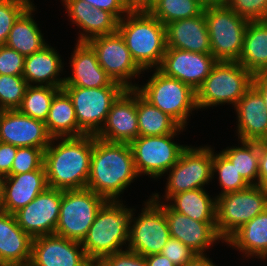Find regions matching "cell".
<instances>
[{"instance_id": "1", "label": "cell", "mask_w": 267, "mask_h": 266, "mask_svg": "<svg viewBox=\"0 0 267 266\" xmlns=\"http://www.w3.org/2000/svg\"><path fill=\"white\" fill-rule=\"evenodd\" d=\"M137 177L133 153L128 143L106 142L93 135V152L86 188L106 200L117 201Z\"/></svg>"}, {"instance_id": "2", "label": "cell", "mask_w": 267, "mask_h": 266, "mask_svg": "<svg viewBox=\"0 0 267 266\" xmlns=\"http://www.w3.org/2000/svg\"><path fill=\"white\" fill-rule=\"evenodd\" d=\"M92 152L93 135L52 138L44 150L48 187L60 190L86 188Z\"/></svg>"}, {"instance_id": "3", "label": "cell", "mask_w": 267, "mask_h": 266, "mask_svg": "<svg viewBox=\"0 0 267 266\" xmlns=\"http://www.w3.org/2000/svg\"><path fill=\"white\" fill-rule=\"evenodd\" d=\"M136 64L143 70L161 65L166 52V29L148 10H130L118 23Z\"/></svg>"}, {"instance_id": "4", "label": "cell", "mask_w": 267, "mask_h": 266, "mask_svg": "<svg viewBox=\"0 0 267 266\" xmlns=\"http://www.w3.org/2000/svg\"><path fill=\"white\" fill-rule=\"evenodd\" d=\"M131 210L121 200H107L99 209L82 241L85 254L94 265L107 255L124 251L121 247H127Z\"/></svg>"}, {"instance_id": "5", "label": "cell", "mask_w": 267, "mask_h": 266, "mask_svg": "<svg viewBox=\"0 0 267 266\" xmlns=\"http://www.w3.org/2000/svg\"><path fill=\"white\" fill-rule=\"evenodd\" d=\"M253 76L239 62L217 61L196 90L197 110L226 103L235 106L252 87Z\"/></svg>"}, {"instance_id": "6", "label": "cell", "mask_w": 267, "mask_h": 266, "mask_svg": "<svg viewBox=\"0 0 267 266\" xmlns=\"http://www.w3.org/2000/svg\"><path fill=\"white\" fill-rule=\"evenodd\" d=\"M211 54L217 61L238 62L249 21L238 16L225 3L204 7Z\"/></svg>"}, {"instance_id": "7", "label": "cell", "mask_w": 267, "mask_h": 266, "mask_svg": "<svg viewBox=\"0 0 267 266\" xmlns=\"http://www.w3.org/2000/svg\"><path fill=\"white\" fill-rule=\"evenodd\" d=\"M147 81L135 90L150 104L185 127L190 113L197 110L196 91L178 79L165 76L158 69Z\"/></svg>"}, {"instance_id": "8", "label": "cell", "mask_w": 267, "mask_h": 266, "mask_svg": "<svg viewBox=\"0 0 267 266\" xmlns=\"http://www.w3.org/2000/svg\"><path fill=\"white\" fill-rule=\"evenodd\" d=\"M159 196L153 193L150 199L146 200L145 208L143 207L138 217H133L135 216L133 211L136 209L131 210L129 241L126 249L144 257L161 253L170 238L163 202Z\"/></svg>"}, {"instance_id": "9", "label": "cell", "mask_w": 267, "mask_h": 266, "mask_svg": "<svg viewBox=\"0 0 267 266\" xmlns=\"http://www.w3.org/2000/svg\"><path fill=\"white\" fill-rule=\"evenodd\" d=\"M267 209V188H248L216 197V230L225 242L234 232Z\"/></svg>"}, {"instance_id": "10", "label": "cell", "mask_w": 267, "mask_h": 266, "mask_svg": "<svg viewBox=\"0 0 267 266\" xmlns=\"http://www.w3.org/2000/svg\"><path fill=\"white\" fill-rule=\"evenodd\" d=\"M106 201L88 188L62 190L55 234L82 243L99 209Z\"/></svg>"}, {"instance_id": "11", "label": "cell", "mask_w": 267, "mask_h": 266, "mask_svg": "<svg viewBox=\"0 0 267 266\" xmlns=\"http://www.w3.org/2000/svg\"><path fill=\"white\" fill-rule=\"evenodd\" d=\"M184 128L181 126L175 133L162 136H138L129 144L138 176L146 174L155 179L168 173L187 147L173 141Z\"/></svg>"}, {"instance_id": "12", "label": "cell", "mask_w": 267, "mask_h": 266, "mask_svg": "<svg viewBox=\"0 0 267 266\" xmlns=\"http://www.w3.org/2000/svg\"><path fill=\"white\" fill-rule=\"evenodd\" d=\"M73 102L79 128L86 135H96L116 99L126 90L124 86L83 88L63 86Z\"/></svg>"}, {"instance_id": "13", "label": "cell", "mask_w": 267, "mask_h": 266, "mask_svg": "<svg viewBox=\"0 0 267 266\" xmlns=\"http://www.w3.org/2000/svg\"><path fill=\"white\" fill-rule=\"evenodd\" d=\"M213 149L208 146H187L178 162L168 171L166 194L168 201L173 195L194 189H204L213 179Z\"/></svg>"}, {"instance_id": "14", "label": "cell", "mask_w": 267, "mask_h": 266, "mask_svg": "<svg viewBox=\"0 0 267 266\" xmlns=\"http://www.w3.org/2000/svg\"><path fill=\"white\" fill-rule=\"evenodd\" d=\"M86 43L94 50L100 66L113 81L120 83L126 89H135L138 86L130 80L144 71L134 61L118 31L94 37Z\"/></svg>"}, {"instance_id": "15", "label": "cell", "mask_w": 267, "mask_h": 266, "mask_svg": "<svg viewBox=\"0 0 267 266\" xmlns=\"http://www.w3.org/2000/svg\"><path fill=\"white\" fill-rule=\"evenodd\" d=\"M62 190L47 188L14 213L19 227L32 239L55 234L60 215Z\"/></svg>"}, {"instance_id": "16", "label": "cell", "mask_w": 267, "mask_h": 266, "mask_svg": "<svg viewBox=\"0 0 267 266\" xmlns=\"http://www.w3.org/2000/svg\"><path fill=\"white\" fill-rule=\"evenodd\" d=\"M29 266H95L81 242L56 234L33 238Z\"/></svg>"}, {"instance_id": "17", "label": "cell", "mask_w": 267, "mask_h": 266, "mask_svg": "<svg viewBox=\"0 0 267 266\" xmlns=\"http://www.w3.org/2000/svg\"><path fill=\"white\" fill-rule=\"evenodd\" d=\"M217 60L211 53L167 48L158 70L196 91L210 74Z\"/></svg>"}, {"instance_id": "18", "label": "cell", "mask_w": 267, "mask_h": 266, "mask_svg": "<svg viewBox=\"0 0 267 266\" xmlns=\"http://www.w3.org/2000/svg\"><path fill=\"white\" fill-rule=\"evenodd\" d=\"M138 136L137 91L126 89L113 103L95 137L106 142L130 144Z\"/></svg>"}, {"instance_id": "19", "label": "cell", "mask_w": 267, "mask_h": 266, "mask_svg": "<svg viewBox=\"0 0 267 266\" xmlns=\"http://www.w3.org/2000/svg\"><path fill=\"white\" fill-rule=\"evenodd\" d=\"M52 137L45 122L16 110H3L0 115V142L17 147L46 149Z\"/></svg>"}, {"instance_id": "20", "label": "cell", "mask_w": 267, "mask_h": 266, "mask_svg": "<svg viewBox=\"0 0 267 266\" xmlns=\"http://www.w3.org/2000/svg\"><path fill=\"white\" fill-rule=\"evenodd\" d=\"M170 237H173L197 254H205L206 249L216 241H222L216 230V222H202L174 211L166 202L163 204Z\"/></svg>"}, {"instance_id": "21", "label": "cell", "mask_w": 267, "mask_h": 266, "mask_svg": "<svg viewBox=\"0 0 267 266\" xmlns=\"http://www.w3.org/2000/svg\"><path fill=\"white\" fill-rule=\"evenodd\" d=\"M48 188L44 165L31 172L4 178L0 210L14 214Z\"/></svg>"}, {"instance_id": "22", "label": "cell", "mask_w": 267, "mask_h": 266, "mask_svg": "<svg viewBox=\"0 0 267 266\" xmlns=\"http://www.w3.org/2000/svg\"><path fill=\"white\" fill-rule=\"evenodd\" d=\"M73 24L83 30L77 42L117 32L119 20L110 12L92 7L83 0H62Z\"/></svg>"}, {"instance_id": "23", "label": "cell", "mask_w": 267, "mask_h": 266, "mask_svg": "<svg viewBox=\"0 0 267 266\" xmlns=\"http://www.w3.org/2000/svg\"><path fill=\"white\" fill-rule=\"evenodd\" d=\"M72 75L65 77L63 86L99 88L122 86L115 82L100 66L96 53L86 42H77L71 56Z\"/></svg>"}, {"instance_id": "24", "label": "cell", "mask_w": 267, "mask_h": 266, "mask_svg": "<svg viewBox=\"0 0 267 266\" xmlns=\"http://www.w3.org/2000/svg\"><path fill=\"white\" fill-rule=\"evenodd\" d=\"M239 141L267 140V110L261 94L252 86L234 106Z\"/></svg>"}, {"instance_id": "25", "label": "cell", "mask_w": 267, "mask_h": 266, "mask_svg": "<svg viewBox=\"0 0 267 266\" xmlns=\"http://www.w3.org/2000/svg\"><path fill=\"white\" fill-rule=\"evenodd\" d=\"M32 240L14 214L0 210V266H29Z\"/></svg>"}, {"instance_id": "26", "label": "cell", "mask_w": 267, "mask_h": 266, "mask_svg": "<svg viewBox=\"0 0 267 266\" xmlns=\"http://www.w3.org/2000/svg\"><path fill=\"white\" fill-rule=\"evenodd\" d=\"M167 48L196 53H211L209 33L203 12L165 25Z\"/></svg>"}, {"instance_id": "27", "label": "cell", "mask_w": 267, "mask_h": 266, "mask_svg": "<svg viewBox=\"0 0 267 266\" xmlns=\"http://www.w3.org/2000/svg\"><path fill=\"white\" fill-rule=\"evenodd\" d=\"M63 67L57 50L47 44L36 53L25 57L22 76L28 85L62 88L65 78H60L59 73L64 70Z\"/></svg>"}, {"instance_id": "28", "label": "cell", "mask_w": 267, "mask_h": 266, "mask_svg": "<svg viewBox=\"0 0 267 266\" xmlns=\"http://www.w3.org/2000/svg\"><path fill=\"white\" fill-rule=\"evenodd\" d=\"M247 258H267V209L234 232L226 241Z\"/></svg>"}, {"instance_id": "29", "label": "cell", "mask_w": 267, "mask_h": 266, "mask_svg": "<svg viewBox=\"0 0 267 266\" xmlns=\"http://www.w3.org/2000/svg\"><path fill=\"white\" fill-rule=\"evenodd\" d=\"M45 125L52 138L86 135L79 128L73 102L63 89L54 96Z\"/></svg>"}, {"instance_id": "30", "label": "cell", "mask_w": 267, "mask_h": 266, "mask_svg": "<svg viewBox=\"0 0 267 266\" xmlns=\"http://www.w3.org/2000/svg\"><path fill=\"white\" fill-rule=\"evenodd\" d=\"M238 62L253 75L267 73V24L249 21Z\"/></svg>"}, {"instance_id": "31", "label": "cell", "mask_w": 267, "mask_h": 266, "mask_svg": "<svg viewBox=\"0 0 267 266\" xmlns=\"http://www.w3.org/2000/svg\"><path fill=\"white\" fill-rule=\"evenodd\" d=\"M34 10L33 4L18 18L5 43L7 47L16 50L24 57L36 53L48 44L32 17Z\"/></svg>"}, {"instance_id": "32", "label": "cell", "mask_w": 267, "mask_h": 266, "mask_svg": "<svg viewBox=\"0 0 267 266\" xmlns=\"http://www.w3.org/2000/svg\"><path fill=\"white\" fill-rule=\"evenodd\" d=\"M168 205L178 213L195 221L216 222V196L212 198L205 189H194L173 195ZM172 202V203H171Z\"/></svg>"}, {"instance_id": "33", "label": "cell", "mask_w": 267, "mask_h": 266, "mask_svg": "<svg viewBox=\"0 0 267 266\" xmlns=\"http://www.w3.org/2000/svg\"><path fill=\"white\" fill-rule=\"evenodd\" d=\"M139 136H162L175 133L181 125L167 113L150 104L137 92Z\"/></svg>"}, {"instance_id": "34", "label": "cell", "mask_w": 267, "mask_h": 266, "mask_svg": "<svg viewBox=\"0 0 267 266\" xmlns=\"http://www.w3.org/2000/svg\"><path fill=\"white\" fill-rule=\"evenodd\" d=\"M240 143L241 147H227L221 152L234 164L249 185H258L259 142L240 140Z\"/></svg>"}, {"instance_id": "35", "label": "cell", "mask_w": 267, "mask_h": 266, "mask_svg": "<svg viewBox=\"0 0 267 266\" xmlns=\"http://www.w3.org/2000/svg\"><path fill=\"white\" fill-rule=\"evenodd\" d=\"M62 88L28 85L18 110L31 118L45 122L54 96Z\"/></svg>"}, {"instance_id": "36", "label": "cell", "mask_w": 267, "mask_h": 266, "mask_svg": "<svg viewBox=\"0 0 267 266\" xmlns=\"http://www.w3.org/2000/svg\"><path fill=\"white\" fill-rule=\"evenodd\" d=\"M204 10L197 0H155L148 11L162 24L172 21L196 17Z\"/></svg>"}, {"instance_id": "37", "label": "cell", "mask_w": 267, "mask_h": 266, "mask_svg": "<svg viewBox=\"0 0 267 266\" xmlns=\"http://www.w3.org/2000/svg\"><path fill=\"white\" fill-rule=\"evenodd\" d=\"M212 172L213 178L216 172L219 175V185L223 189L219 195L241 191L250 186L237 171L234 164L221 151L218 154H214L213 150Z\"/></svg>"}, {"instance_id": "38", "label": "cell", "mask_w": 267, "mask_h": 266, "mask_svg": "<svg viewBox=\"0 0 267 266\" xmlns=\"http://www.w3.org/2000/svg\"><path fill=\"white\" fill-rule=\"evenodd\" d=\"M27 86L22 75H0V107L3 110L18 109Z\"/></svg>"}, {"instance_id": "39", "label": "cell", "mask_w": 267, "mask_h": 266, "mask_svg": "<svg viewBox=\"0 0 267 266\" xmlns=\"http://www.w3.org/2000/svg\"><path fill=\"white\" fill-rule=\"evenodd\" d=\"M31 5L30 0H0V46L5 45L14 23Z\"/></svg>"}, {"instance_id": "40", "label": "cell", "mask_w": 267, "mask_h": 266, "mask_svg": "<svg viewBox=\"0 0 267 266\" xmlns=\"http://www.w3.org/2000/svg\"><path fill=\"white\" fill-rule=\"evenodd\" d=\"M44 163V149L35 147H18L10 175L38 170Z\"/></svg>"}, {"instance_id": "41", "label": "cell", "mask_w": 267, "mask_h": 266, "mask_svg": "<svg viewBox=\"0 0 267 266\" xmlns=\"http://www.w3.org/2000/svg\"><path fill=\"white\" fill-rule=\"evenodd\" d=\"M224 3L247 21H262L267 11V0H225Z\"/></svg>"}, {"instance_id": "42", "label": "cell", "mask_w": 267, "mask_h": 266, "mask_svg": "<svg viewBox=\"0 0 267 266\" xmlns=\"http://www.w3.org/2000/svg\"><path fill=\"white\" fill-rule=\"evenodd\" d=\"M161 254L169 261L173 262L175 266H183L198 255L190 247L173 237L169 238L167 244L161 251Z\"/></svg>"}, {"instance_id": "43", "label": "cell", "mask_w": 267, "mask_h": 266, "mask_svg": "<svg viewBox=\"0 0 267 266\" xmlns=\"http://www.w3.org/2000/svg\"><path fill=\"white\" fill-rule=\"evenodd\" d=\"M25 57L6 45L0 46V75H22Z\"/></svg>"}, {"instance_id": "44", "label": "cell", "mask_w": 267, "mask_h": 266, "mask_svg": "<svg viewBox=\"0 0 267 266\" xmlns=\"http://www.w3.org/2000/svg\"><path fill=\"white\" fill-rule=\"evenodd\" d=\"M95 266H147L145 257L125 249L103 257Z\"/></svg>"}, {"instance_id": "45", "label": "cell", "mask_w": 267, "mask_h": 266, "mask_svg": "<svg viewBox=\"0 0 267 266\" xmlns=\"http://www.w3.org/2000/svg\"><path fill=\"white\" fill-rule=\"evenodd\" d=\"M94 8L112 13L119 21L130 11L125 0H83ZM126 13V14H125Z\"/></svg>"}, {"instance_id": "46", "label": "cell", "mask_w": 267, "mask_h": 266, "mask_svg": "<svg viewBox=\"0 0 267 266\" xmlns=\"http://www.w3.org/2000/svg\"><path fill=\"white\" fill-rule=\"evenodd\" d=\"M17 149V146L0 142V174L4 177L10 175Z\"/></svg>"}, {"instance_id": "47", "label": "cell", "mask_w": 267, "mask_h": 266, "mask_svg": "<svg viewBox=\"0 0 267 266\" xmlns=\"http://www.w3.org/2000/svg\"><path fill=\"white\" fill-rule=\"evenodd\" d=\"M258 185L267 188V140L259 141Z\"/></svg>"}, {"instance_id": "48", "label": "cell", "mask_w": 267, "mask_h": 266, "mask_svg": "<svg viewBox=\"0 0 267 266\" xmlns=\"http://www.w3.org/2000/svg\"><path fill=\"white\" fill-rule=\"evenodd\" d=\"M252 86L261 94L267 110V73L254 74Z\"/></svg>"}, {"instance_id": "49", "label": "cell", "mask_w": 267, "mask_h": 266, "mask_svg": "<svg viewBox=\"0 0 267 266\" xmlns=\"http://www.w3.org/2000/svg\"><path fill=\"white\" fill-rule=\"evenodd\" d=\"M147 266H175L173 262L169 261L161 253L145 256Z\"/></svg>"}, {"instance_id": "50", "label": "cell", "mask_w": 267, "mask_h": 266, "mask_svg": "<svg viewBox=\"0 0 267 266\" xmlns=\"http://www.w3.org/2000/svg\"><path fill=\"white\" fill-rule=\"evenodd\" d=\"M130 10H148L153 5V0H125Z\"/></svg>"}, {"instance_id": "51", "label": "cell", "mask_w": 267, "mask_h": 266, "mask_svg": "<svg viewBox=\"0 0 267 266\" xmlns=\"http://www.w3.org/2000/svg\"><path fill=\"white\" fill-rule=\"evenodd\" d=\"M183 266H216L205 254H198Z\"/></svg>"}, {"instance_id": "52", "label": "cell", "mask_w": 267, "mask_h": 266, "mask_svg": "<svg viewBox=\"0 0 267 266\" xmlns=\"http://www.w3.org/2000/svg\"><path fill=\"white\" fill-rule=\"evenodd\" d=\"M201 3L204 7L206 6H213V5H220L225 2V0H197Z\"/></svg>"}, {"instance_id": "53", "label": "cell", "mask_w": 267, "mask_h": 266, "mask_svg": "<svg viewBox=\"0 0 267 266\" xmlns=\"http://www.w3.org/2000/svg\"><path fill=\"white\" fill-rule=\"evenodd\" d=\"M4 178L5 177L2 174H0V201H1L2 192H3Z\"/></svg>"}, {"instance_id": "54", "label": "cell", "mask_w": 267, "mask_h": 266, "mask_svg": "<svg viewBox=\"0 0 267 266\" xmlns=\"http://www.w3.org/2000/svg\"><path fill=\"white\" fill-rule=\"evenodd\" d=\"M262 21H263L264 23L267 24V11H266V14H265V16L263 17Z\"/></svg>"}]
</instances>
